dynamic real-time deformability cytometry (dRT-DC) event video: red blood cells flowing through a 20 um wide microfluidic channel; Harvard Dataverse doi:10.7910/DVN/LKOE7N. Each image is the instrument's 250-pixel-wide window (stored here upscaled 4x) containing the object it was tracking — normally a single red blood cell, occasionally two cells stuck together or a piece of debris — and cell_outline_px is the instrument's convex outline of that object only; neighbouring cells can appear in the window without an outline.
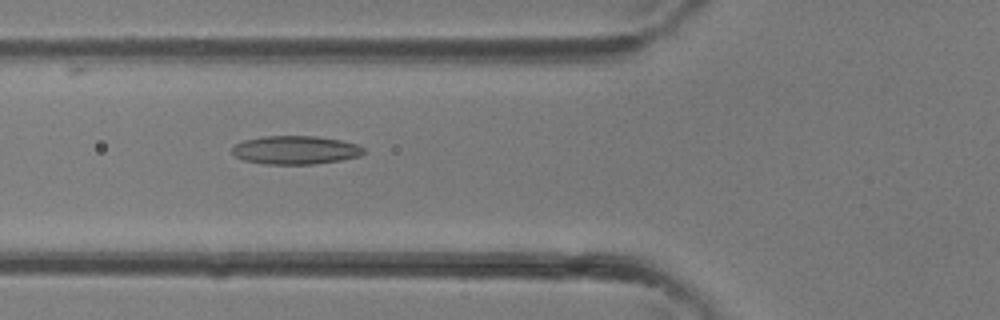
{"species": "common noctule bat (a hibernating species)", "species_latin": "Nyctalus noctula", "temperature_condition": "room temperature", "stored_images_in_passage": 32, "camera_frame_rate_fps": 3000, "um_per_image_px": 0.085, "animal": {"sex": "female"}, "frame": {"image": 1, "passage_image": 11, "time_ms": 3.333, "image_size_px": [1000, 320], "cell_outline_px": [[364, 152], [360, 156], [340, 160], [316, 164], [264, 164], [244, 160], [236, 156], [232, 152], [232, 148], [236, 144], [244, 140], [264, 136], [316, 136], [340, 140], [360, 144], [364, 148]], "centroid_in_image_um": [25.14, 12.75], "position_along_channel_um": 100.7, "area_um2": 21.85}}
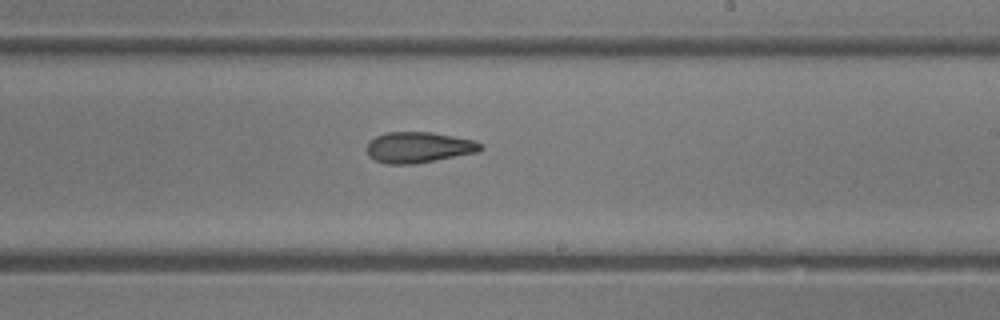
{"frame": {"image": 2, "passage_image": 19, "time_ms": 6.0, "image_size_px": [1000, 320], "cell_outline_px": [[484, 148], [476, 152], [416, 164], [384, 164], [368, 156], [368, 140], [376, 136], [388, 132], [432, 132], [472, 140], [480, 144]], "centroid_in_image_um": [35.54, 12.53], "position_along_channel_um": 253.5, "area_um2": 20.29}}
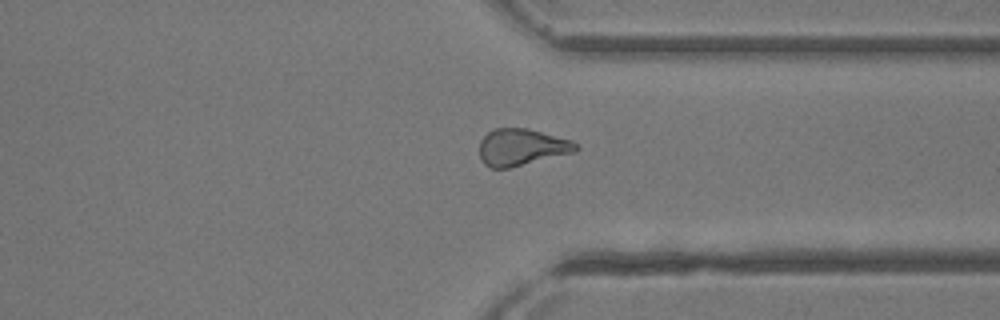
{"frame": {"image": 3, "passage_image": 25, "time_ms": 8.0, "image_size_px": [1000, 320], "cell_outline_px": [[580, 148], [576, 152], [508, 168], [488, 168], [480, 160], [480, 140], [488, 132], [496, 128], [528, 128], [572, 140], [580, 144]], "centroid_in_image_um": [44.36, 12.51], "position_along_channel_um": 367.0, "area_um2": 20.92}}